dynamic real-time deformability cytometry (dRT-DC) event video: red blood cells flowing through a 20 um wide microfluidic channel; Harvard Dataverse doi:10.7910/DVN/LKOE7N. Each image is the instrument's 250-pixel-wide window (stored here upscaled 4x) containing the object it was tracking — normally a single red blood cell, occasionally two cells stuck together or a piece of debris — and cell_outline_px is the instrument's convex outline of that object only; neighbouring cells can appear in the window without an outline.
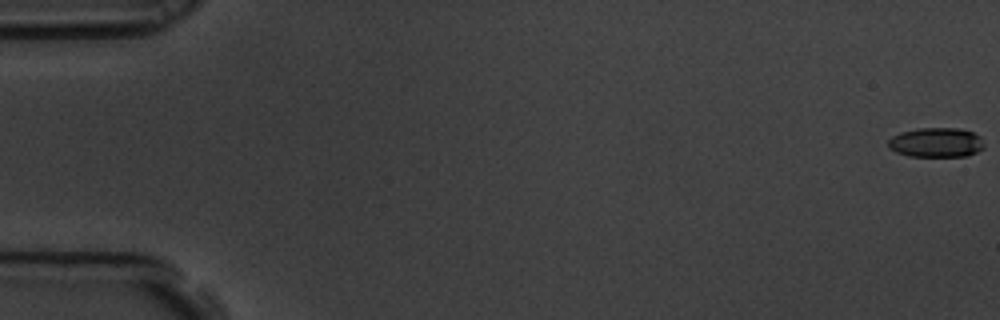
{"species": "common noctule bat (a hibernating species)", "species_latin": "Nyctalus noctula", "temperature_condition": "room temperature", "stored_images_in_passage": 6, "camera_frame_rate_fps": 3000, "um_per_image_px": 0.085, "animal": {"sex": "male", "body_mass_g": 19.5, "forearm_length_mm": 54.6}, "frame": {"image": 1, "passage_image": 1, "time_ms": 0.0, "image_size_px": [1000, 320], "cell_outline_px": [[984, 148], [968, 156], [908, 156], [896, 152], [888, 148], [888, 140], [892, 136], [900, 132], [920, 128], [956, 128], [972, 132], [980, 136], [984, 144]], "centroid_in_image_um": [79.56, 12.11], "position_along_channel_um": 5.4, "area_um2": 16.59}}
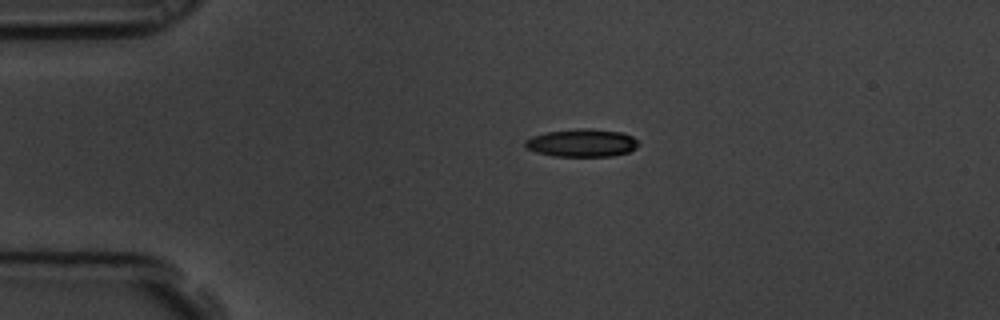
{"frame": {"image": 2, "passage_image": 4, "time_ms": 1.0, "image_size_px": [1000, 320], "cell_outline_px": [[640, 144], [636, 148], [628, 152], [612, 156], [552, 156], [536, 152], [524, 148], [524, 140], [532, 136], [548, 132], [580, 128], [588, 128], [620, 132], [632, 136]], "centroid_in_image_um": [49.43, 12.15], "position_along_channel_um": 35.6, "area_um2": 18.44}}
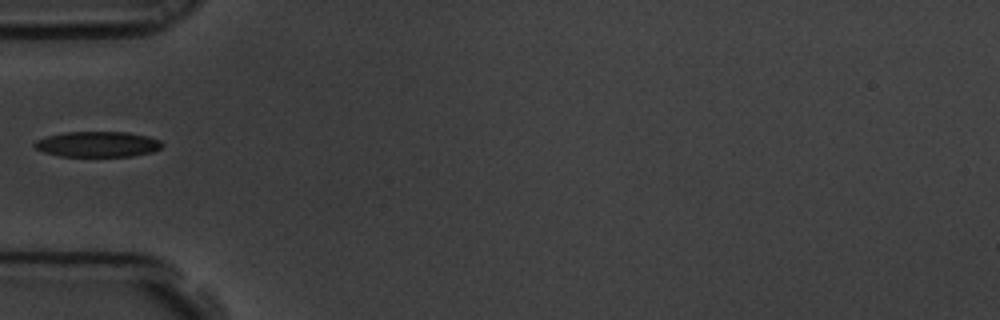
{"frame": {"image": 3, "passage_image": 6, "time_ms": 1.667, "image_size_px": [1000, 320], "cell_outline_px": [[164, 144], [160, 148], [152, 152], [132, 156], [60, 156], [44, 152], [36, 148], [32, 144], [36, 140], [44, 136], [64, 132], [128, 132], [148, 136], [160, 140]], "centroid_in_image_um": [8.28, 12.25], "position_along_channel_um": 76.7, "area_um2": 19.07}}